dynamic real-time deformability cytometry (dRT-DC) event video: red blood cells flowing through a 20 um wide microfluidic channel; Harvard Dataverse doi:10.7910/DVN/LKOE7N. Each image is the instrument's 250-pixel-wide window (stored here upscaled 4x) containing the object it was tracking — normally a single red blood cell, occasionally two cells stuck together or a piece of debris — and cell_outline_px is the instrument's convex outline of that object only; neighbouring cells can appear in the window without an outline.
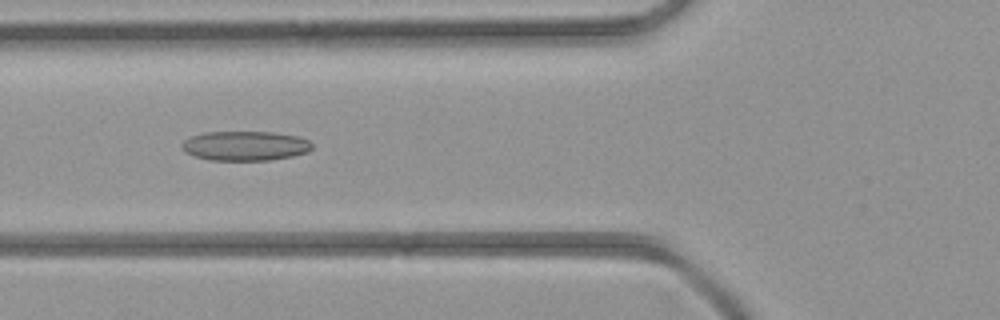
{"species": "common noctule bat (a hibernating species)", "species_latin": "Nyctalus noctula", "temperature_condition": "room temperature", "stored_images_in_passage": 4, "camera_frame_rate_fps": 3000, "um_per_image_px": 0.085, "animal": {"sex": "female", "body_mass_g": 21.9}, "frame": {"image": 1, "passage_image": 4, "time_ms": 3.333, "image_size_px": [1000, 320], "cell_outline_px": [[312, 148], [308, 152], [292, 156], [268, 160], [208, 160], [184, 152], [180, 144], [184, 140], [192, 136], [204, 132], [272, 132], [296, 136], [308, 140], [312, 144]], "centroid_in_image_um": [20.81, 12.4], "position_along_channel_um": 105.0, "area_um2": 22.37}}